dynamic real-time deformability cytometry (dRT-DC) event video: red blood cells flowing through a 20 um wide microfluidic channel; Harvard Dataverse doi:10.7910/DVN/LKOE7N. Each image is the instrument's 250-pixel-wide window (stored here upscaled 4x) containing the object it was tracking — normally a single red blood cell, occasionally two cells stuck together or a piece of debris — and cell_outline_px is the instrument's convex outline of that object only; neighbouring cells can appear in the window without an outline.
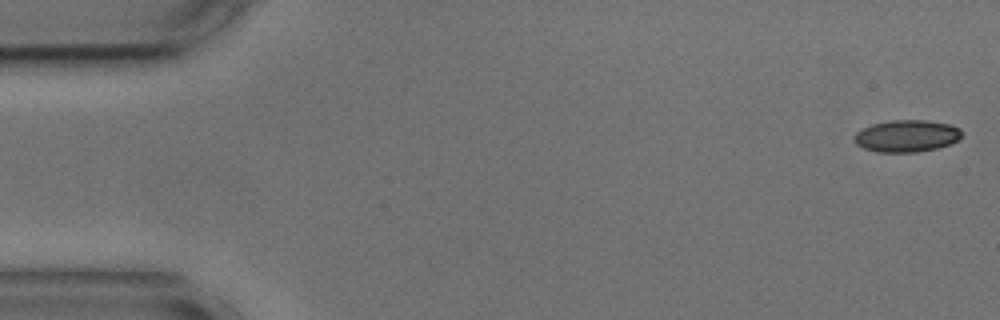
{"species": "common noctule bat (a hibernating species)", "species_latin": "Nyctalus noctula", "temperature_condition": "cold", "stored_images_in_passage": 54, "camera_frame_rate_fps": 3000, "um_per_image_px": 0.085, "animal": {"sex": "male", "body_mass_g": 17.9, "forearm_length_mm": 54.2}, "frame": {"image": 1, "passage_image": 1, "time_ms": 0.0, "image_size_px": [1000, 320], "cell_outline_px": [[964, 136], [960, 140], [936, 148], [916, 152], [876, 152], [864, 148], [856, 144], [852, 140], [852, 136], [856, 132], [872, 124], [892, 120], [924, 120], [948, 124], [960, 128]], "centroid_in_image_um": [77.06, 11.56], "position_along_channel_um": 7.9, "area_um2": 20.17}}
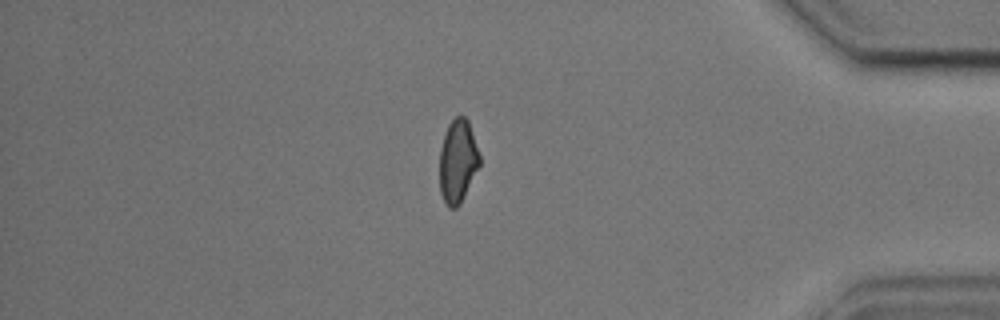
{"frame": {"image": 2, "passage_image": 46, "time_ms": 15.0, "image_size_px": [1000, 320], "cell_outline_px": [[480, 164], [460, 204], [456, 208], [448, 208], [444, 204], [440, 192], [440, 148], [448, 124], [456, 116], [464, 116], [468, 120], [480, 156]], "centroid_in_image_um": [38.89, 13.73], "position_along_channel_um": 396.3, "area_um2": 19.36}}
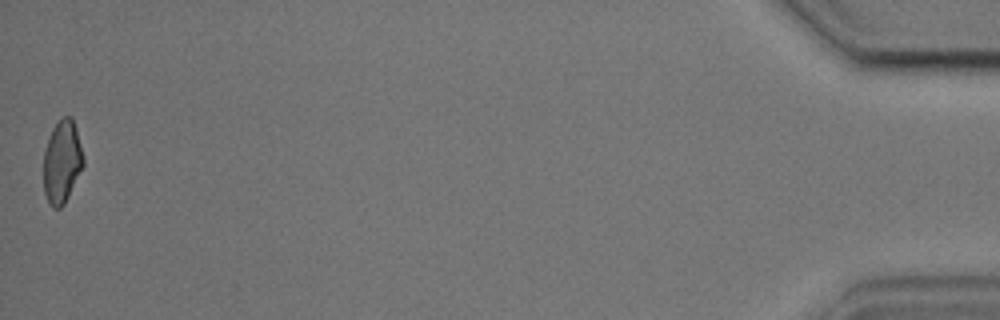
{"frame": {"image": 3, "passage_image": 54, "time_ms": 17.667, "image_size_px": [1000, 320], "cell_outline_px": [[84, 164], [64, 204], [60, 208], [52, 208], [48, 204], [44, 192], [44, 148], [52, 128], [60, 116], [72, 116], [76, 128], [84, 156]], "centroid_in_image_um": [5.26, 13.72], "position_along_channel_um": 429.9, "area_um2": 19.42}, "authors_computed_cell_mechanics": {"area_um2": 20.1144, "velocity_mm_per_s": 3.6416, "shape_relaxation_time_tau1_ms": 7.4689, "shape_relaxation_time_tau2_ms": 2.9046, "deformation_change_tau1": 0.1068, "deformation_change_tau2": 0.0839}}